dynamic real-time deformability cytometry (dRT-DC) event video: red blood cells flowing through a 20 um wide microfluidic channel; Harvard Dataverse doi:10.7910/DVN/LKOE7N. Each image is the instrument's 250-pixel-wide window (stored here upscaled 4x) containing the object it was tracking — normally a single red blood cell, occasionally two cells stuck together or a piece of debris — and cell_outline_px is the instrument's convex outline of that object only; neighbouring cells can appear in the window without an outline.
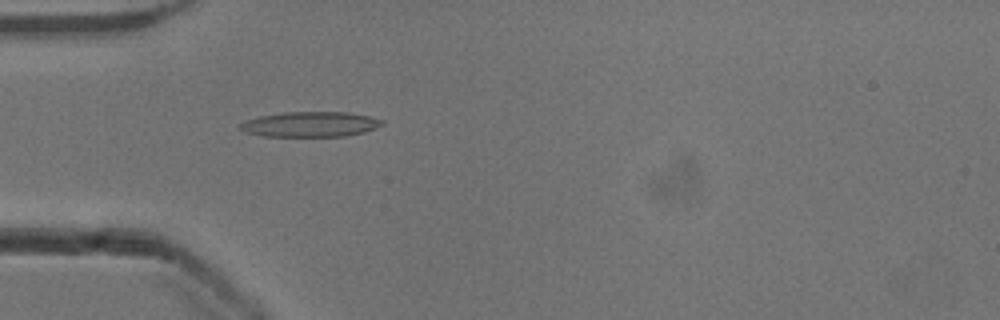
{"species": "common noctule bat (a hibernating species)", "species_latin": "Nyctalus noctula", "temperature_condition": "cold", "stored_images_in_passage": 51, "camera_frame_rate_fps": 3000, "um_per_image_px": 0.085, "animal": {"sex": "male", "body_mass_g": 13.3}, "frame": {"image": 1, "passage_image": 15, "time_ms": 4.667, "image_size_px": [1000, 320], "cell_outline_px": [[384, 124], [364, 132], [344, 136], [264, 136], [244, 132], [236, 124], [244, 120], [260, 116], [280, 112], [348, 112], [368, 116], [384, 120]], "centroid_in_image_um": [26.32, 10.56], "position_along_channel_um": 58.7, "area_um2": 20.92}}
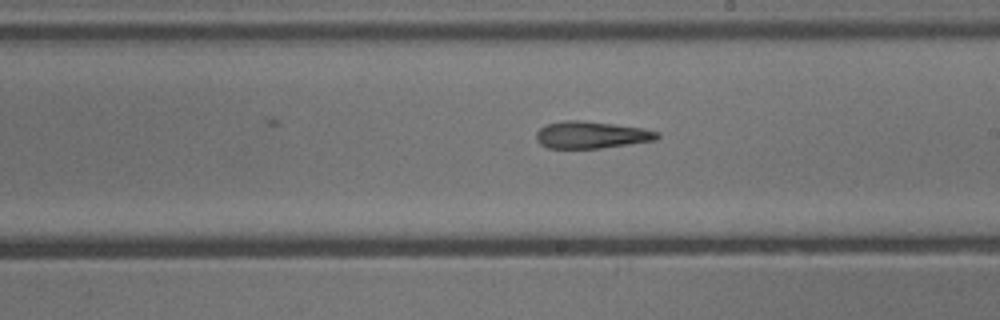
{"frame": {"image": 2, "passage_image": 29, "time_ms": 9.333, "image_size_px": [1000, 320], "cell_outline_px": [[660, 136], [656, 140], [600, 148], [548, 148], [540, 144], [536, 140], [536, 132], [544, 124], [564, 120], [584, 120], [644, 128], [660, 132]], "centroid_in_image_um": [50.25, 11.45], "position_along_channel_um": 238.8, "area_um2": 19.25}}
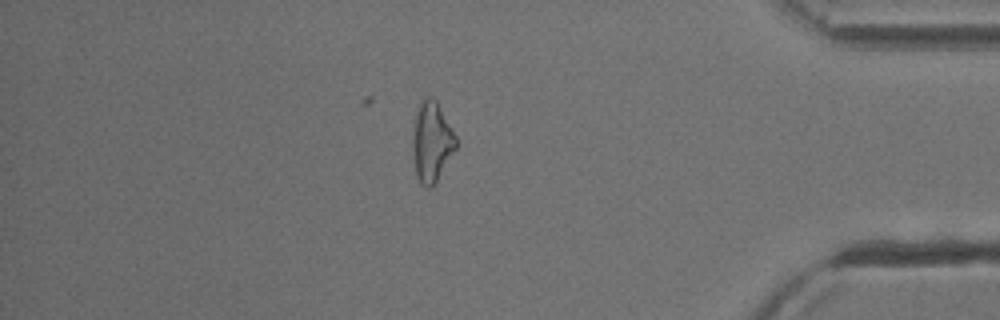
{"frame": {"image": 3, "passage_image": 44, "time_ms": 14.333, "image_size_px": [1000, 320], "cell_outline_px": [[456, 148], [432, 188], [428, 188], [420, 184], [416, 176], [412, 152], [412, 136], [416, 112], [420, 100], [428, 96], [432, 96], [436, 100], [456, 136]], "centroid_in_image_um": [36.66, 12.06], "position_along_channel_um": 398.5, "area_um2": 20.29}, "authors_computed_cell_mechanics": {"area_um2": 20.1144, "velocity_mm_per_s": 3.9203, "shape_relaxation_time_tau1_ms": 8.7212, "shape_relaxation_time_tau2_ms": 6.8246, "deformation_change_tau1": 0.2356, "deformation_change_tau2": 0.2045}}